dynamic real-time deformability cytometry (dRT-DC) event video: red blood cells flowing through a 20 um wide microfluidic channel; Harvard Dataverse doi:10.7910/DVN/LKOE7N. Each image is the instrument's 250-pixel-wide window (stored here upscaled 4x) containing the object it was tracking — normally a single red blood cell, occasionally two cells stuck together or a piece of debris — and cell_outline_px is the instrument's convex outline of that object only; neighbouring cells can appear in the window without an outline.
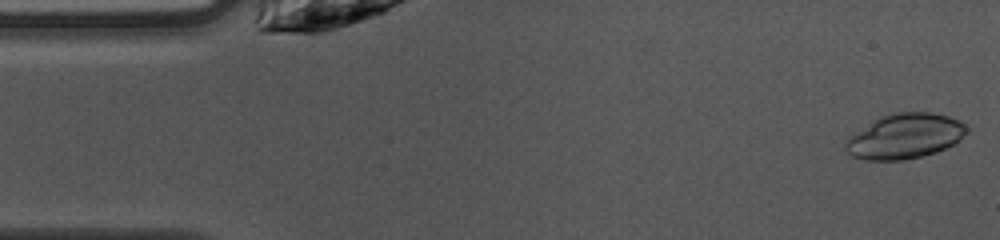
{"species": "common noctule bat (a hibernating species)", "species_latin": "Nyctalus noctula", "temperature_condition": "warm", "stored_images_in_passage": 47, "camera_frame_rate_fps": 3000, "um_per_image_px": 0.085, "animal": {"sex": "female", "body_mass_g": 10.0, "forearm_length_mm": 53.1}, "frame": {"image": 1, "passage_image": 1, "time_ms": 0.0, "image_size_px": [1000, 240], "cell_outline_px": [[968, 128], [960, 140], [936, 152], [924, 156], [904, 160], [864, 160], [852, 156], [844, 148], [844, 144], [852, 136], [880, 116], [896, 112], [932, 112], [948, 116], [960, 120]], "centroid_in_image_um": [76.94, 11.58], "position_along_channel_um": 8.1, "area_um2": 31.5}}
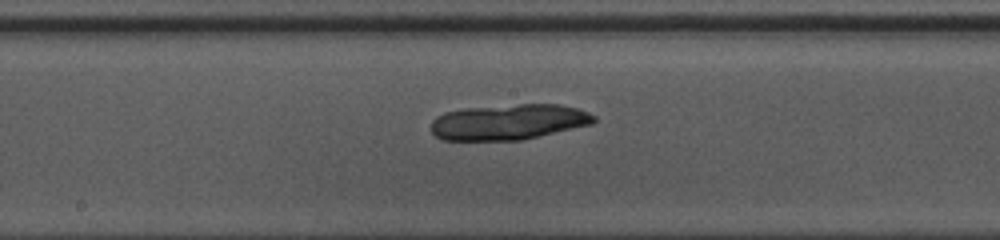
{"frame": {"image": 2, "passage_image": 23, "time_ms": 7.333, "image_size_px": [1000, 240], "cell_outline_px": [[596, 120], [592, 124], [520, 140], [444, 140], [436, 136], [432, 132], [432, 120], [436, 116], [444, 112], [464, 108], [520, 104], [556, 104], [576, 108], [588, 112], [596, 116]], "centroid_in_image_um": [43.22, 10.36], "position_along_channel_um": 205.0, "area_um2": 33.64}}
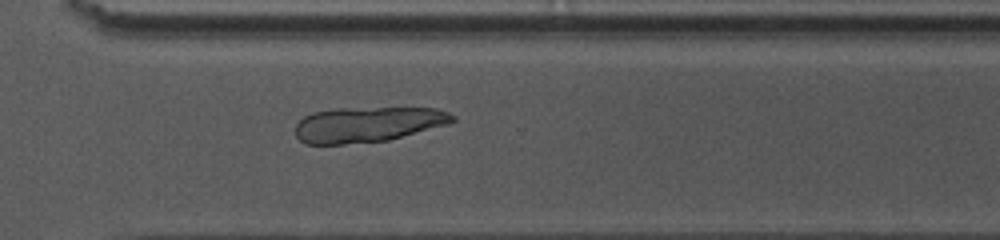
{"frame": {"image": 3, "passage_image": 33, "time_ms": 10.667, "image_size_px": [1000, 240], "cell_outline_px": [[456, 120], [448, 124], [388, 140], [344, 144], [304, 144], [296, 136], [296, 124], [304, 116], [312, 112], [340, 108], [436, 108], [448, 112], [456, 116]], "centroid_in_image_um": [31.25, 10.57], "position_along_channel_um": 339.3, "area_um2": 32.31}}